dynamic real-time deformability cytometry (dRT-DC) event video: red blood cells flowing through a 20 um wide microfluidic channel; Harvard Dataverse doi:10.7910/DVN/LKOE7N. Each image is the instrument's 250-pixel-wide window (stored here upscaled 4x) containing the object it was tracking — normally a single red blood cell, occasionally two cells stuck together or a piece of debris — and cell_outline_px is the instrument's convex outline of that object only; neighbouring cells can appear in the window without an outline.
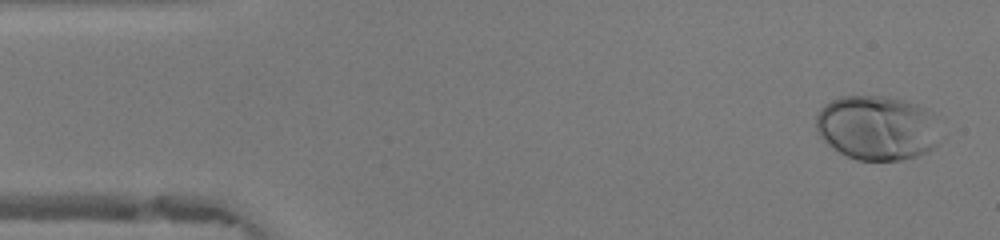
{"species": "human", "species_latin": "Homo sapiens", "temperature_condition": "warm", "stored_images_in_passage": 48, "camera_frame_rate_fps": 3000, "um_per_image_px": 0.085, "donor": {"sex": "female"}, "frame": {"image": 1, "passage_image": 2, "time_ms": 0.333, "image_size_px": [1000, 240], "cell_outline_px": [[936, 144], [928, 152], [916, 156], [900, 160], [856, 160], [832, 148], [816, 132], [816, 116], [820, 108], [824, 104], [840, 96], [884, 96], [904, 100], [928, 108], [936, 116]], "centroid_in_image_um": [74.53, 10.85], "position_along_channel_um": 10.5, "area_um2": 46.88}}
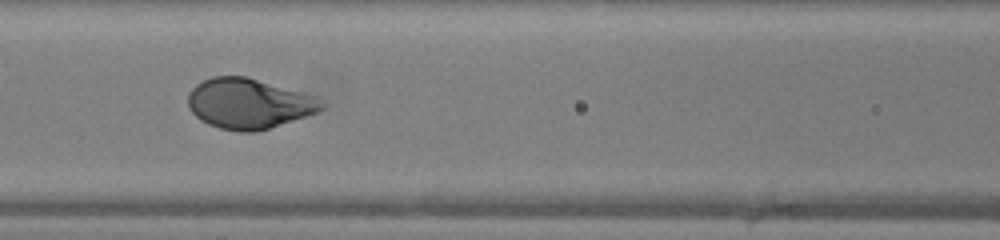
{"frame": {"image": 2, "passage_image": 20, "time_ms": 6.333, "image_size_px": [1000, 240], "cell_outline_px": [[328, 104], [320, 112], [256, 132], [240, 132], [220, 128], [208, 124], [200, 120], [188, 108], [188, 92], [196, 84], [212, 76], [244, 76], [320, 96]], "centroid_in_image_um": [21.21, 8.8], "position_along_channel_um": 145.4, "area_um2": 39.65}}
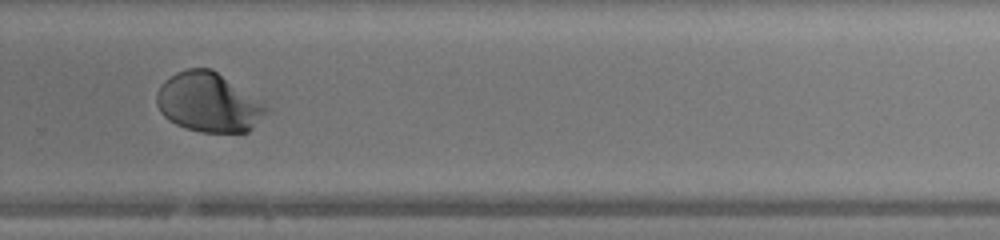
{"frame": {"image": 3, "passage_image": 32, "time_ms": 10.333, "image_size_px": [1000, 240], "cell_outline_px": [[272, 108], [248, 132], [200, 132], [184, 128], [168, 120], [160, 112], [156, 104], [156, 92], [160, 84], [164, 80], [176, 72], [188, 68], [212, 68], [268, 104]], "centroid_in_image_um": [17.74, 8.7], "position_along_channel_um": 312.1, "area_um2": 38.55}, "authors_computed_cell_mechanics": {"area_um2": 39.6219, "velocity_mm_per_s": 4.1884, "shape_relaxation_time_tau1_ms": 2.97, "shape_relaxation_time_tau2_ms": null, "deformation_change_tau1": 0.197, "deformation_change_tau2": null}}